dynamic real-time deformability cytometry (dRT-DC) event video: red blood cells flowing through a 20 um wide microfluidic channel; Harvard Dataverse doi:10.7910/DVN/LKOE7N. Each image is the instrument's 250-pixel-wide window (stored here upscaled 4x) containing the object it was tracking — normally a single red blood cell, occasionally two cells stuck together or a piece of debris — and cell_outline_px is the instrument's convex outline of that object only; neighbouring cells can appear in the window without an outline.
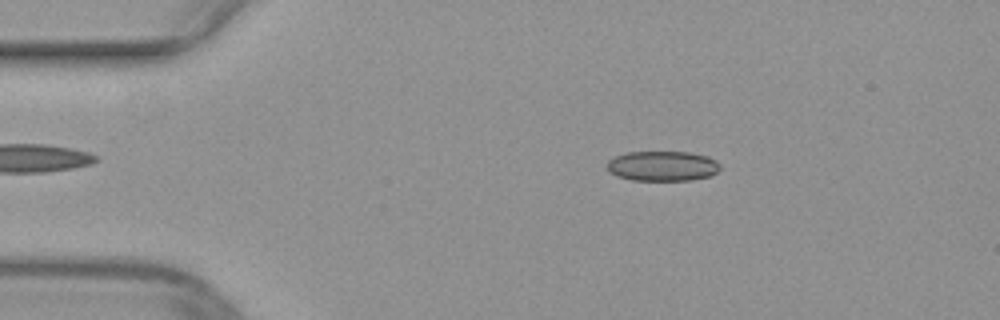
{"species": "common noctule bat (a hibernating species)", "species_latin": "Nyctalus noctula", "temperature_condition": "warm", "stored_images_in_passage": 50, "camera_frame_rate_fps": 3000, "um_per_image_px": 0.085, "animal": {"sex": "female", "body_mass_g": 29.2, "forearm_length_mm": 56.3}, "frame": {"image": 1, "passage_image": 9, "time_ms": 2.667, "image_size_px": [1000, 320], "cell_outline_px": [[720, 168], [712, 176], [688, 180], [632, 180], [616, 176], [608, 172], [608, 160], [616, 156], [628, 152], [688, 152], [708, 156], [716, 160], [720, 164]], "centroid_in_image_um": [56.32, 14.11], "position_along_channel_um": 28.7, "area_um2": 19.83}}
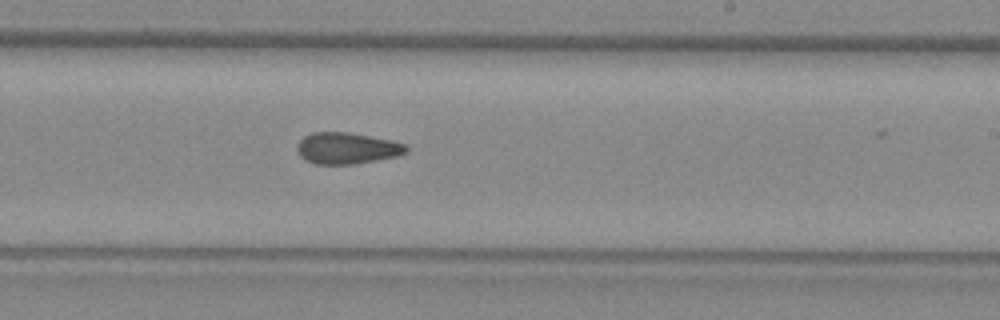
{"frame": {"image": 2, "passage_image": 30, "time_ms": 9.667, "image_size_px": [1000, 320], "cell_outline_px": [[408, 152], [396, 156], [376, 160], [352, 164], [316, 164], [304, 160], [300, 156], [296, 148], [296, 144], [304, 136], [312, 132], [348, 132], [392, 140], [404, 144], [408, 148]], "centroid_in_image_um": [29.46, 12.59], "position_along_channel_um": 259.5, "area_um2": 20.0}}
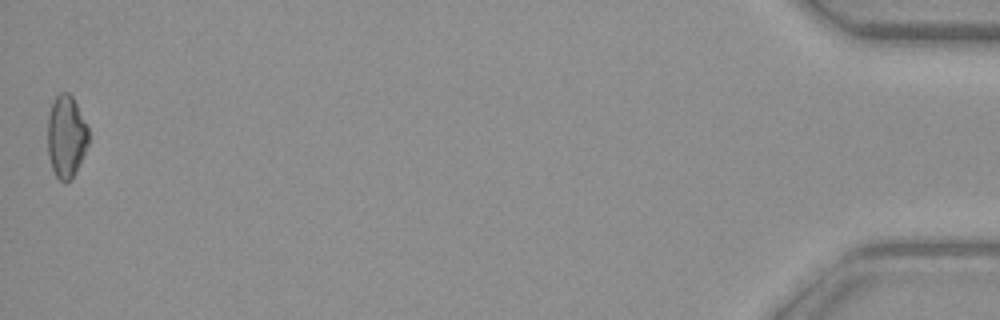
{"frame": {"image": 3, "passage_image": 50, "time_ms": 16.333, "image_size_px": [1000, 320], "cell_outline_px": [[88, 144], [72, 180], [64, 184], [56, 176], [52, 168], [48, 156], [48, 116], [52, 104], [56, 96], [60, 92], [68, 92], [72, 96], [88, 128]], "centroid_in_image_um": [5.62, 11.64], "position_along_channel_um": 429.6, "area_um2": 19.54}}